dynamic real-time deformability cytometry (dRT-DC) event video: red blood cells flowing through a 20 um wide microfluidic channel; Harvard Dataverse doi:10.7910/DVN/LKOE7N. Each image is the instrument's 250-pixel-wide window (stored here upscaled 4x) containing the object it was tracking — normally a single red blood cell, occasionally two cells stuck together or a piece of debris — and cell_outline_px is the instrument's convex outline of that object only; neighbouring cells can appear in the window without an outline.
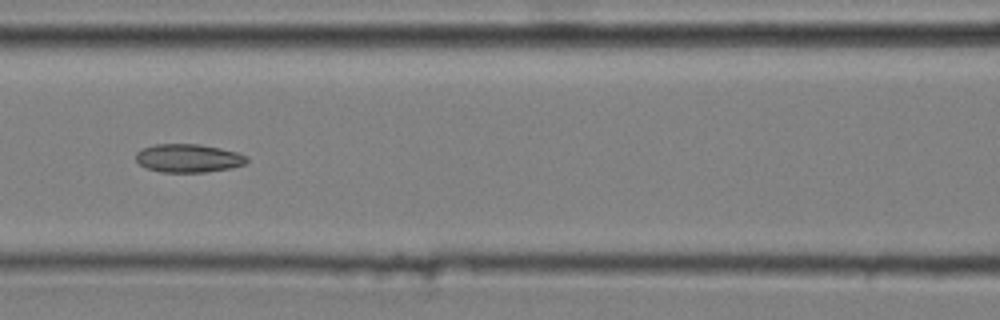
{"species": "common noctule bat (a hibernating species)", "species_latin": "Nyctalus noctula", "temperature_condition": "cold", "stored_images_in_passage": 9, "camera_frame_rate_fps": 3000, "um_per_image_px": 0.085, "animal": {"sex": "male", "body_mass_g": 20.4}, "frame": {"image": 1, "passage_image": 7, "time_ms": 2.0, "image_size_px": [1000, 320], "cell_outline_px": [[248, 160], [244, 164], [232, 168], [204, 172], [160, 172], [148, 168], [140, 164], [136, 160], [136, 152], [144, 148], [156, 144], [200, 144], [220, 148], [236, 152], [248, 156]], "centroid_in_image_um": [16.03, 13.44], "position_along_channel_um": 150.6, "area_um2": 18.26}}
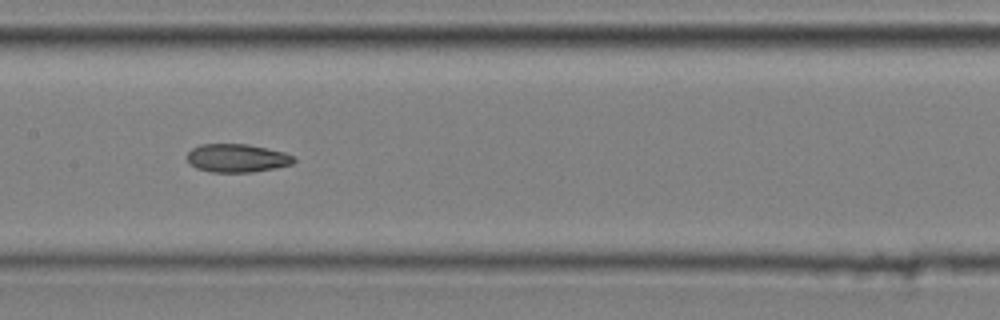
{"frame": {"image": 2, "passage_image": 8, "time_ms": 2.333, "image_size_px": [1000, 320], "cell_outline_px": [[296, 160], [292, 164], [276, 168], [252, 172], [212, 172], [196, 168], [188, 164], [188, 152], [192, 148], [200, 144], [248, 144], [268, 148], [284, 152], [296, 156]], "centroid_in_image_um": [20.17, 13.44], "position_along_channel_um": 187.2, "area_um2": 17.8}}
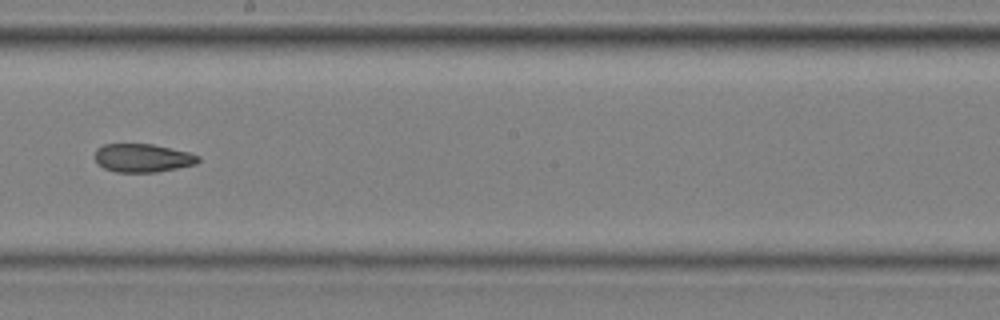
{"frame": {"image": 3, "passage_image": 9, "time_ms": 2.667, "image_size_px": [1000, 320], "cell_outline_px": [[200, 160], [196, 164], [156, 172], [116, 172], [104, 168], [96, 164], [96, 148], [104, 144], [152, 144], [188, 152], [200, 156]], "centroid_in_image_um": [12.11, 13.43], "position_along_channel_um": 236.1, "area_um2": 17.05}}